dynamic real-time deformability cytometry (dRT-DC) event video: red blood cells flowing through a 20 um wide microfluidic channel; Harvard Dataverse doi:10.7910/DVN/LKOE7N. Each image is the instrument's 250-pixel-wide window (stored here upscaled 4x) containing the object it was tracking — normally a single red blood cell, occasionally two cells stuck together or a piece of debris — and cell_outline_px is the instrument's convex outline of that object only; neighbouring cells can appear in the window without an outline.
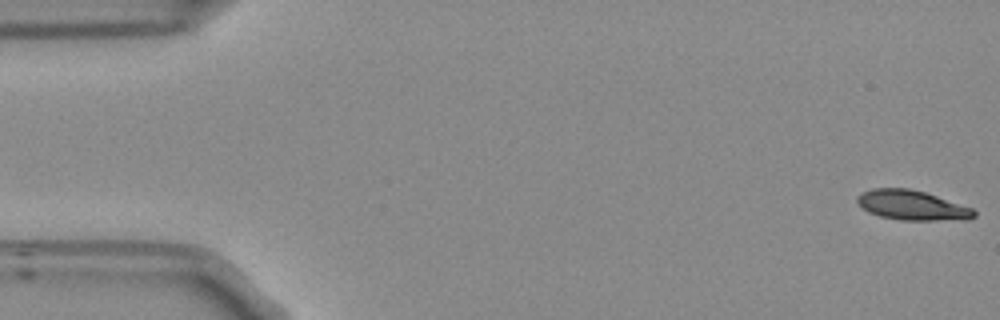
{"species": "Egyptian fruit bat (a non-hibernating species)", "species_latin": "Rousettus aegyptiacus", "temperature_condition": "room temperature", "stored_images_in_passage": 54, "camera_frame_rate_fps": 3000, "um_per_image_px": 0.085, "frame": {"image": 1, "passage_image": 1, "time_ms": 0.0, "image_size_px": [1000, 320], "cell_outline_px": [[976, 216], [968, 220], [900, 220], [880, 216], [868, 212], [856, 200], [856, 196], [872, 188], [908, 188], [924, 192], [972, 208], [976, 212]], "centroid_in_image_um": [77.53, 17.46], "position_along_channel_um": 7.5, "area_um2": 20.11}}
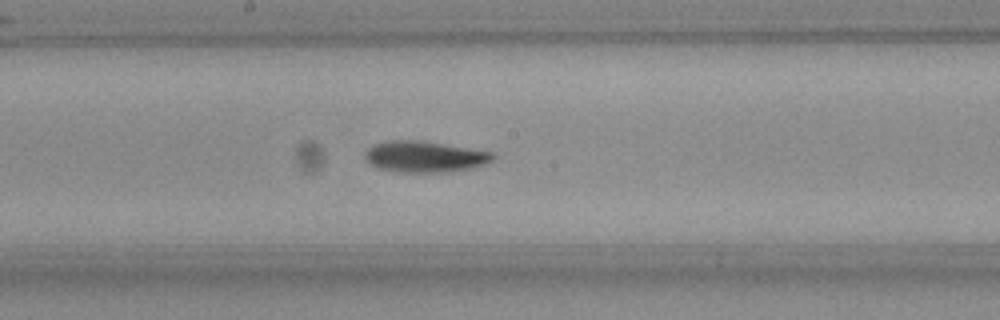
{"frame": {"image": 2, "passage_image": 28, "time_ms": 9.0, "image_size_px": [1000, 320], "cell_outline_px": [[496, 156], [492, 160], [484, 164], [472, 168], [448, 172], [396, 172], [376, 168], [368, 164], [364, 160], [364, 152], [368, 148], [376, 144], [392, 140], [416, 140], [492, 152]], "centroid_in_image_um": [36.03, 13.34], "position_along_channel_um": 212.2, "area_um2": 23.18}}
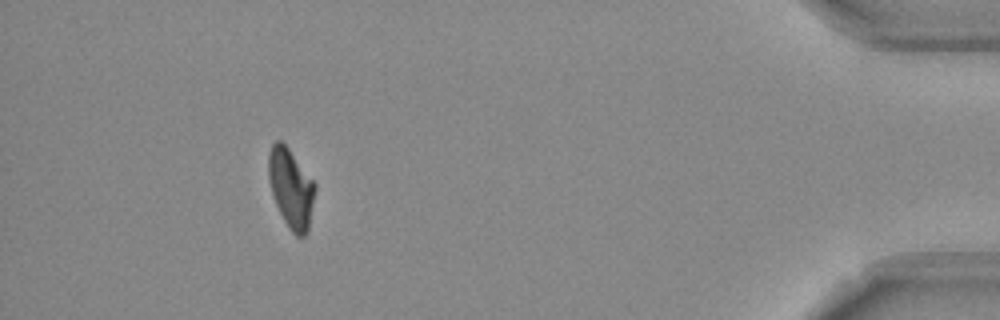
{"frame": {"image": 3, "passage_image": 49, "time_ms": 16.0, "image_size_px": [1000, 320], "cell_outline_px": [[316, 188], [308, 228], [304, 236], [296, 236], [288, 228], [276, 204], [268, 180], [268, 152], [272, 144], [276, 140], [280, 140], [288, 148], [316, 184]], "centroid_in_image_um": [24.72, 15.98], "position_along_channel_um": 410.5, "area_um2": 21.27}, "authors_computed_cell_mechanics": {"area_um2": 21.6461, "velocity_mm_per_s": 3.746, "shape_relaxation_time_tau1_ms": 5.6867, "shape_relaxation_time_tau2_ms": null, "deformation_change_tau1": 0.1834, "deformation_change_tau2": null}}